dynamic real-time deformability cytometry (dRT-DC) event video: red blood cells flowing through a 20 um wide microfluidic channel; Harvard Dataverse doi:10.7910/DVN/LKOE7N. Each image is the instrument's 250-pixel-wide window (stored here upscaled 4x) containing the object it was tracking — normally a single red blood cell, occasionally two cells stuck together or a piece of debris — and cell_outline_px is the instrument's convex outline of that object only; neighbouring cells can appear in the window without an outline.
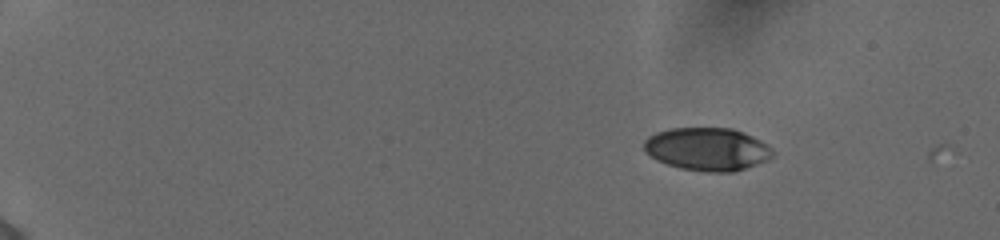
{"species": "human", "species_latin": "Homo sapiens", "temperature_condition": "cold", "stored_images_in_passage": 13, "camera_frame_rate_fps": 3000, "um_per_image_px": 0.085, "donor": {"sex": "female"}, "frame": {"image": 1, "passage_image": 4, "time_ms": 1.0, "image_size_px": [1000, 240], "cell_outline_px": [[772, 156], [768, 160], [732, 172], [708, 172], [680, 168], [656, 160], [644, 152], [644, 140], [648, 136], [656, 132], [668, 128], [732, 128], [744, 132], [760, 140], [772, 148]], "centroid_in_image_um": [60.09, 12.67], "position_along_channel_um": 24.9, "area_um2": 32.25}}
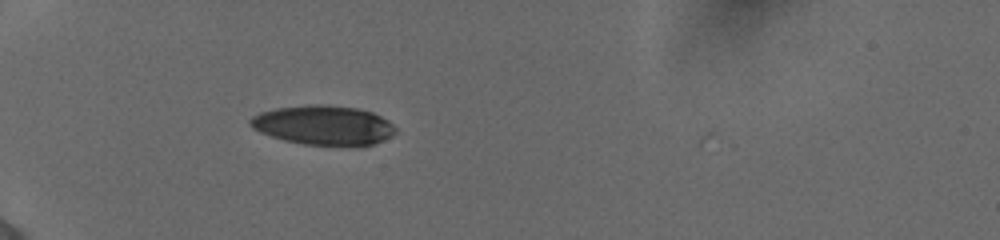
{"frame": {"image": 2, "passage_image": 9, "time_ms": 2.667, "image_size_px": [1000, 240], "cell_outline_px": [[396, 132], [392, 136], [384, 140], [372, 144], [352, 148], [304, 144], [284, 140], [260, 132], [252, 128], [248, 124], [248, 120], [252, 116], [260, 112], [276, 108], [312, 104], [324, 104], [356, 108], [372, 112], [388, 120], [396, 128]], "centroid_in_image_um": [27.52, 10.67], "position_along_channel_um": 57.5, "area_um2": 34.04}}
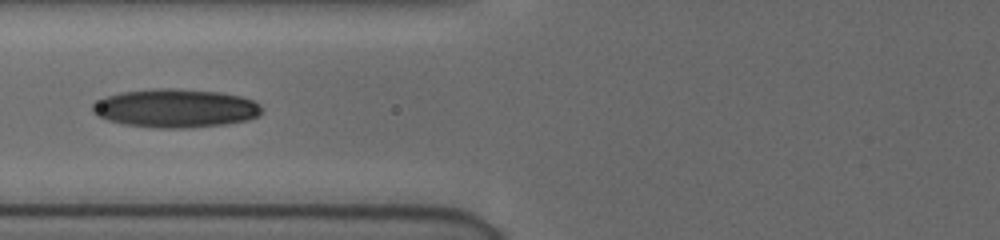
{"frame": {"image": 3, "passage_image": 12, "time_ms": 3.667, "image_size_px": [1000, 240], "cell_outline_px": [[264, 108], [260, 116], [248, 120], [224, 124], [184, 128], [156, 128], [124, 124], [108, 120], [96, 116], [92, 112], [92, 104], [96, 100], [104, 96], [120, 92], [156, 88], [176, 88], [220, 92], [240, 96], [252, 100], [260, 104]], "centroid_in_image_um": [14.9, 9.19], "position_along_channel_um": 110.9, "area_um2": 38.44}}